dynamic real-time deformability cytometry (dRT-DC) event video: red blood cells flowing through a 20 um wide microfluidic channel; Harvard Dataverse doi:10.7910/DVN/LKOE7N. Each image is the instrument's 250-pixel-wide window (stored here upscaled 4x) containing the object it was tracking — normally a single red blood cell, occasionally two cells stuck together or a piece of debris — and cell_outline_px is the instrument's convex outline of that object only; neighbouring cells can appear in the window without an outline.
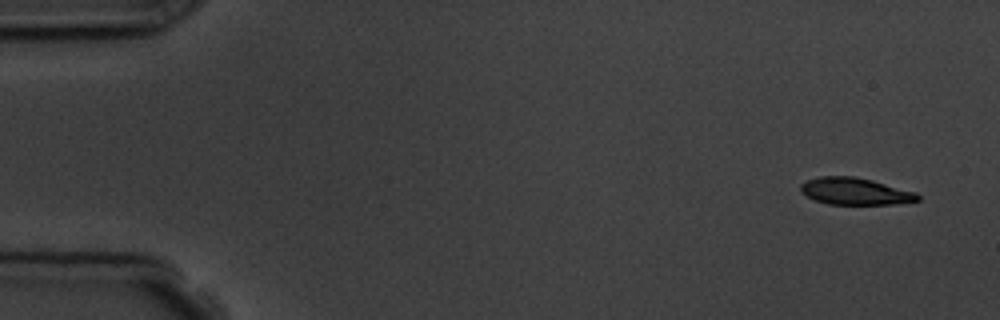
{"species": "common noctule bat (a hibernating species)", "species_latin": "Nyctalus noctula", "temperature_condition": "room temperature", "stored_images_in_passage": 4, "camera_frame_rate_fps": 3000, "um_per_image_px": 0.085, "animal": {"sex": "male", "body_mass_g": 19.5, "forearm_length_mm": 54.6}, "frame": {"image": 1, "passage_image": 1, "time_ms": 0.0, "image_size_px": [1000, 320], "cell_outline_px": [[920, 200], [892, 204], [828, 204], [816, 200], [800, 192], [800, 184], [808, 180], [820, 176], [856, 176], [872, 180], [916, 192], [920, 196]], "centroid_in_image_um": [72.68, 16.25], "position_along_channel_um": 12.3, "area_um2": 18.32}}
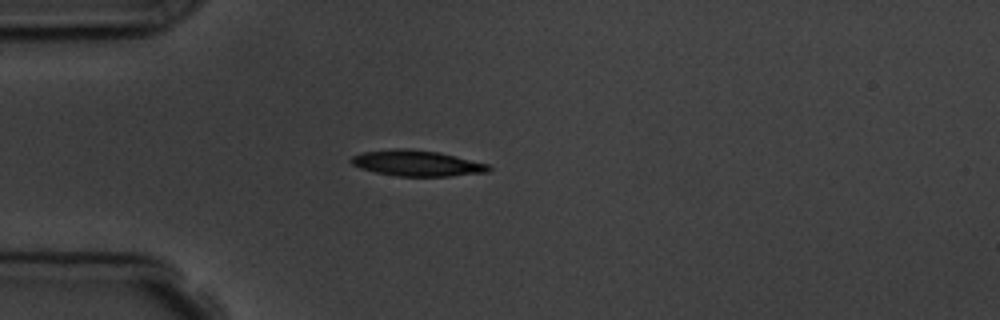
{"frame": {"image": 2, "passage_image": 4, "time_ms": 4.0, "image_size_px": [1000, 320], "cell_outline_px": [[492, 168], [488, 172], [448, 176], [396, 176], [376, 172], [360, 168], [352, 164], [348, 160], [352, 156], [364, 152], [396, 148], [404, 148], [440, 152], [488, 164]], "centroid_in_image_um": [35.42, 13.87], "position_along_channel_um": 49.6, "area_um2": 20.63}}